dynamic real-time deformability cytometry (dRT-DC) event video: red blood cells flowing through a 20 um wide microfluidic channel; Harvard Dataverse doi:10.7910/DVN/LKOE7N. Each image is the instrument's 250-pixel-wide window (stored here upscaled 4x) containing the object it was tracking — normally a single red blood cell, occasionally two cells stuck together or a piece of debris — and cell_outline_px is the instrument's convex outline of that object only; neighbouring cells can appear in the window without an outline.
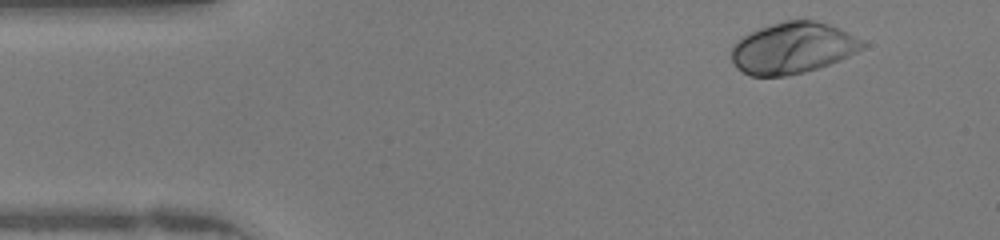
{"species": "human", "species_latin": "Homo sapiens", "temperature_condition": "warm", "stored_images_in_passage": 46, "camera_frame_rate_fps": 3000, "um_per_image_px": 0.085, "donor": {"sex": "female"}, "frame": {"image": 1, "passage_image": 3, "time_ms": 0.667, "image_size_px": [1000, 240], "cell_outline_px": [[864, 48], [840, 60], [804, 72], [784, 76], [752, 76], [736, 68], [732, 60], [732, 48], [736, 40], [760, 28], [784, 20], [812, 20], [828, 24], [840, 28], [864, 40]], "centroid_in_image_um": [67.39, 4.08], "position_along_channel_um": 17.6, "area_um2": 38.9}}
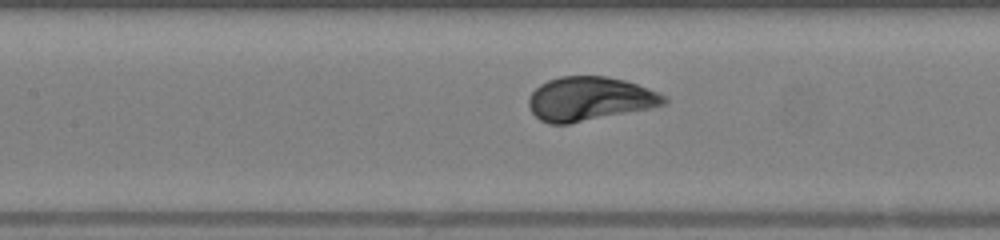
{"frame": {"image": 2, "passage_image": 19, "time_ms": 6.0, "image_size_px": [1000, 240], "cell_outline_px": [[668, 104], [652, 108], [568, 124], [548, 124], [540, 120], [532, 112], [528, 104], [528, 100], [532, 92], [540, 84], [548, 80], [560, 76], [604, 76], [624, 80], [648, 88], [664, 96], [668, 100]], "centroid_in_image_um": [50.11, 8.41], "position_along_channel_um": 157.3, "area_um2": 34.62}}
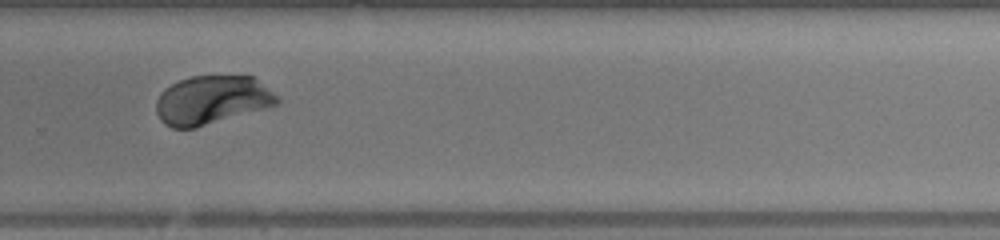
{"frame": {"image": 3, "passage_image": 30, "time_ms": 9.667, "image_size_px": [1000, 240], "cell_outline_px": [[280, 100], [276, 104], [268, 108], [196, 128], [172, 128], [164, 124], [160, 120], [156, 112], [156, 100], [160, 92], [164, 88], [180, 80], [192, 76], [252, 76], [272, 92]], "centroid_in_image_um": [17.97, 8.52], "position_along_channel_um": 311.8, "area_um2": 34.33}, "authors_computed_cell_mechanics": {"area_um2": 35.0846, "velocity_mm_per_s": 4.2341, "shape_relaxation_time_tau1_ms": 1.8668, "shape_relaxation_time_tau2_ms": null, "deformation_change_tau1": 0.1664, "deformation_change_tau2": null}}